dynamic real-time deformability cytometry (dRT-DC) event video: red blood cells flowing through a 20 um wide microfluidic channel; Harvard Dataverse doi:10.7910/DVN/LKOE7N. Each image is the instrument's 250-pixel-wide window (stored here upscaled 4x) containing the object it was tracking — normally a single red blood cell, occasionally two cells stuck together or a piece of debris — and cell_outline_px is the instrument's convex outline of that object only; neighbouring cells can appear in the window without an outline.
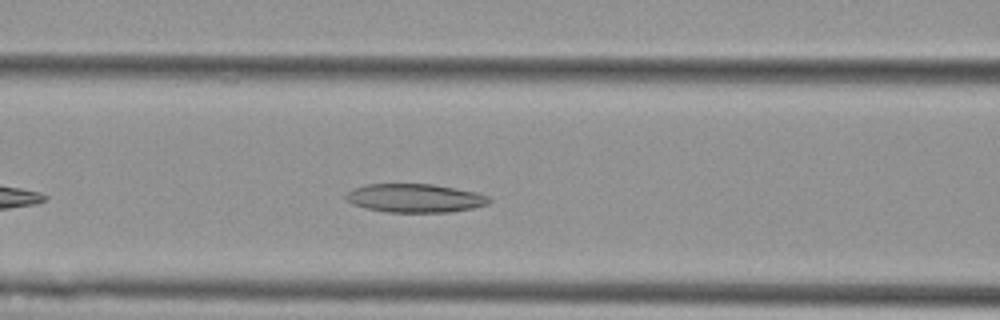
{"species": "Egyptian fruit bat (a non-hibernating species)", "species_latin": "Rousettus aegyptiacus", "temperature_condition": "cold", "stored_images_in_passage": 26, "camera_frame_rate_fps": 3000, "um_per_image_px": 0.085, "animal": {"sex": "female"}, "frame": {"image": 1, "passage_image": 10, "time_ms": 3.0, "image_size_px": [1000, 320], "cell_outline_px": [[492, 200], [488, 204], [472, 208], [448, 212], [388, 212], [368, 208], [352, 204], [344, 200], [344, 196], [348, 192], [356, 188], [368, 184], [432, 184], [456, 188], [476, 192], [488, 196]], "centroid_in_image_um": [35.28, 16.84], "position_along_channel_um": 131.3, "area_um2": 23.76}}
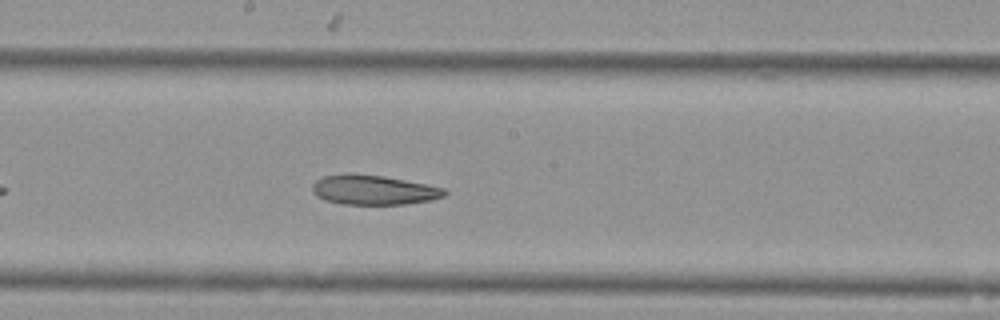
{"frame": {"image": 2, "passage_image": 17, "time_ms": 5.333, "image_size_px": [1000, 320], "cell_outline_px": [[448, 192], [444, 196], [432, 200], [404, 204], [344, 204], [324, 200], [316, 196], [312, 192], [312, 184], [316, 180], [324, 176], [348, 172], [352, 172], [384, 176], [428, 184], [444, 188]], "centroid_in_image_um": [31.74, 16.13], "position_along_channel_um": 216.5, "area_um2": 23.18}}
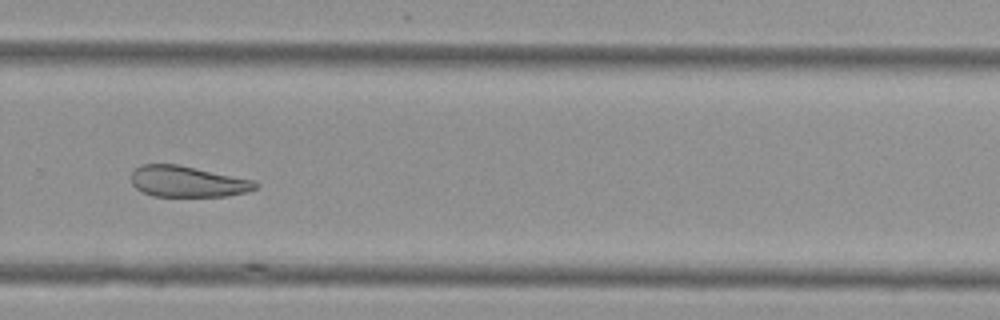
{"frame": {"image": 3, "passage_image": 25, "time_ms": 8.0, "image_size_px": [1000, 320], "cell_outline_px": [[260, 184], [256, 188], [248, 192], [228, 196], [152, 196], [136, 188], [132, 184], [132, 172], [140, 164], [176, 164], [256, 180]], "centroid_in_image_um": [15.98, 15.43], "position_along_channel_um": 313.8, "area_um2": 22.54}}